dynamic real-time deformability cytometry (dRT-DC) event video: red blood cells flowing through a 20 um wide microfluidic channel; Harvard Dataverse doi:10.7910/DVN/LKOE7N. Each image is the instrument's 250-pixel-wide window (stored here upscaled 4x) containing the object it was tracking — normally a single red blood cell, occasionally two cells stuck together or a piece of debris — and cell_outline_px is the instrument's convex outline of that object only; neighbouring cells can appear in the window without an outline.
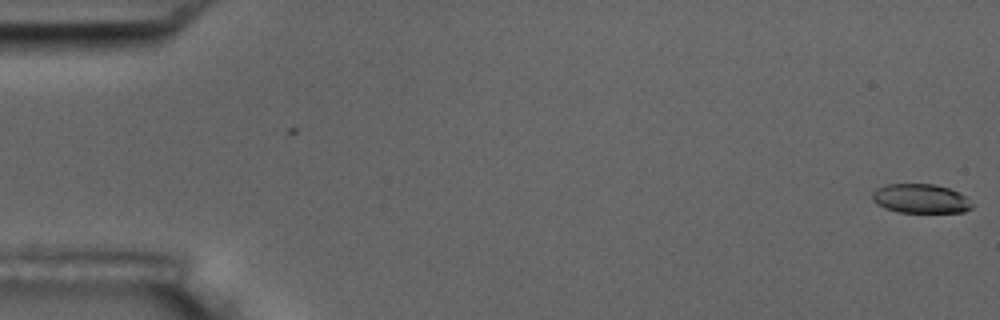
{"species": "common noctule bat (a hibernating species)", "species_latin": "Nyctalus noctula", "temperature_condition": "room temperature", "stored_images_in_passage": 2, "camera_frame_rate_fps": 3000, "um_per_image_px": 0.085, "animal": {"sex": "male", "body_mass_g": 17.5, "forearm_length_mm": 52.3}, "frame": {"image": 1, "passage_image": 2, "time_ms": 1.333, "image_size_px": [1000, 320], "cell_outline_px": [[972, 208], [964, 212], [896, 212], [884, 208], [876, 204], [872, 200], [872, 192], [876, 188], [888, 184], [936, 184], [960, 192], [972, 204]], "centroid_in_image_um": [78.22, 16.88], "position_along_channel_um": 6.8, "area_um2": 17.05}}